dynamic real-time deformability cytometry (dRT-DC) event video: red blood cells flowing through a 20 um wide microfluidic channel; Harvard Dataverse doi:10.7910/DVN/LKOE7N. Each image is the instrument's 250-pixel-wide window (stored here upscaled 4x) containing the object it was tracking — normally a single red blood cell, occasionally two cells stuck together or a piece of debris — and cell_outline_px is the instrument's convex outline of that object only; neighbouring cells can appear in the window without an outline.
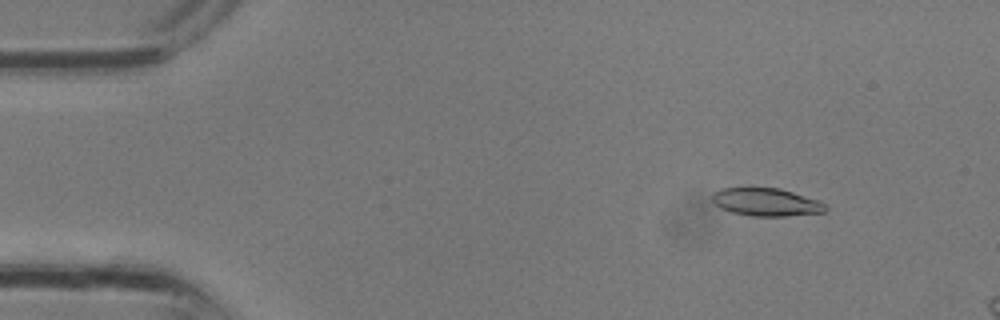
{"species": "common noctule bat (a hibernating species)", "species_latin": "Nyctalus noctula", "temperature_condition": "room temperature", "stored_images_in_passage": 8, "camera_frame_rate_fps": 3000, "um_per_image_px": 0.085, "animal": {"sex": "male", "body_mass_g": 13.3}, "frame": {"image": 1, "passage_image": 4, "time_ms": 1.0, "image_size_px": [1000, 320], "cell_outline_px": [[828, 208], [824, 212], [784, 216], [752, 216], [732, 212], [720, 208], [712, 200], [712, 196], [720, 188], [752, 184], [780, 188], [820, 200]], "centroid_in_image_um": [65.09, 17.12], "position_along_channel_um": 19.9, "area_um2": 19.19}}